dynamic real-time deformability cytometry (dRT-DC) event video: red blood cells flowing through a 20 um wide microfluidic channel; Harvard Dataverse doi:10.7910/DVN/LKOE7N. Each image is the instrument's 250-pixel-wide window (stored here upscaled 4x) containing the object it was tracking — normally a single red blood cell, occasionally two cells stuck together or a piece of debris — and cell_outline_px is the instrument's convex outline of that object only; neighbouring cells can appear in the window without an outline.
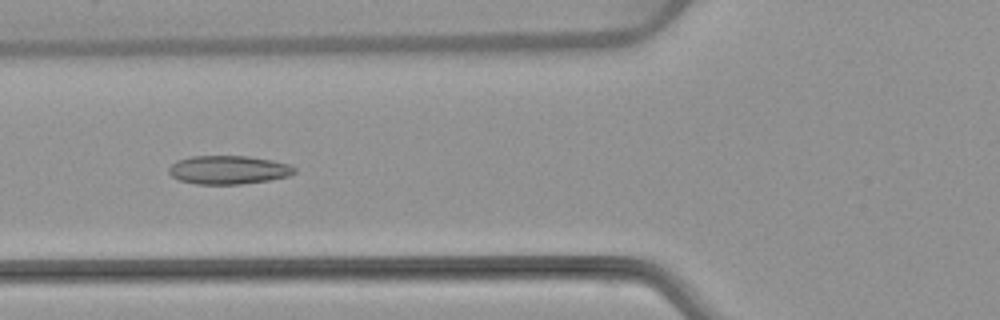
{"species": "common noctule bat (a hibernating species)", "species_latin": "Nyctalus noctula", "temperature_condition": "warm", "stored_images_in_passage": 53, "camera_frame_rate_fps": 3000, "um_per_image_px": 0.085, "animal": {"sex": "female", "body_mass_g": 22.7, "forearm_length_mm": 54.2}, "frame": {"image": 1, "passage_image": 20, "time_ms": 6.333, "image_size_px": [1000, 320], "cell_outline_px": [[296, 172], [288, 176], [268, 180], [240, 184], [196, 184], [180, 180], [172, 176], [168, 172], [168, 168], [176, 160], [192, 156], [248, 156], [272, 160], [292, 164], [296, 168]], "centroid_in_image_um": [19.43, 14.43], "position_along_channel_um": 106.4, "area_um2": 20.98}}
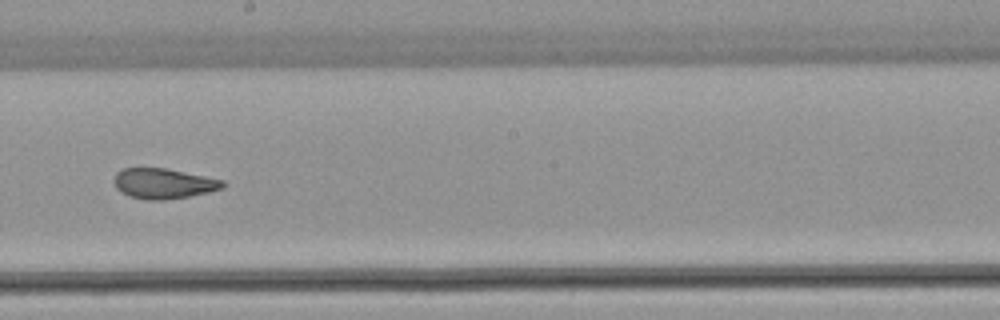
{"frame": {"image": 2, "passage_image": 30, "time_ms": 9.667, "image_size_px": [1000, 320], "cell_outline_px": [[224, 188], [208, 192], [188, 196], [164, 200], [148, 200], [128, 196], [120, 192], [116, 188], [112, 180], [116, 172], [124, 168], [168, 168], [224, 180]], "centroid_in_image_um": [13.86, 15.59], "position_along_channel_um": 234.3, "area_um2": 19.36}}
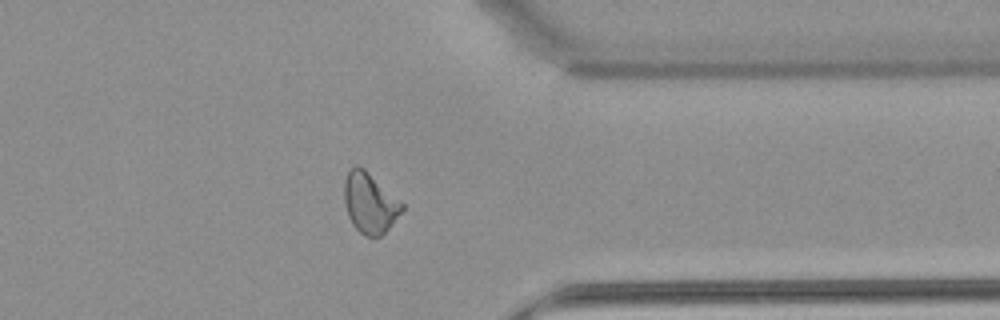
{"frame": {"image": 3, "passage_image": 42, "time_ms": 13.667, "image_size_px": [1000, 320], "cell_outline_px": [[404, 208], [388, 228], [380, 236], [364, 236], [352, 224], [348, 216], [344, 200], [344, 180], [348, 172], [356, 164], [360, 164], [404, 204]], "centroid_in_image_um": [31.41, 17.22], "position_along_channel_um": 380.0, "area_um2": 20.17}, "authors_computed_cell_mechanics": {"area_um2": 20.9814, "velocity_mm_per_s": 3.8371, "shape_relaxation_time_tau1_ms": null, "shape_relaxation_time_tau2_ms": 1.8706, "deformation_change_tau1": null, "deformation_change_tau2": 0.081}}